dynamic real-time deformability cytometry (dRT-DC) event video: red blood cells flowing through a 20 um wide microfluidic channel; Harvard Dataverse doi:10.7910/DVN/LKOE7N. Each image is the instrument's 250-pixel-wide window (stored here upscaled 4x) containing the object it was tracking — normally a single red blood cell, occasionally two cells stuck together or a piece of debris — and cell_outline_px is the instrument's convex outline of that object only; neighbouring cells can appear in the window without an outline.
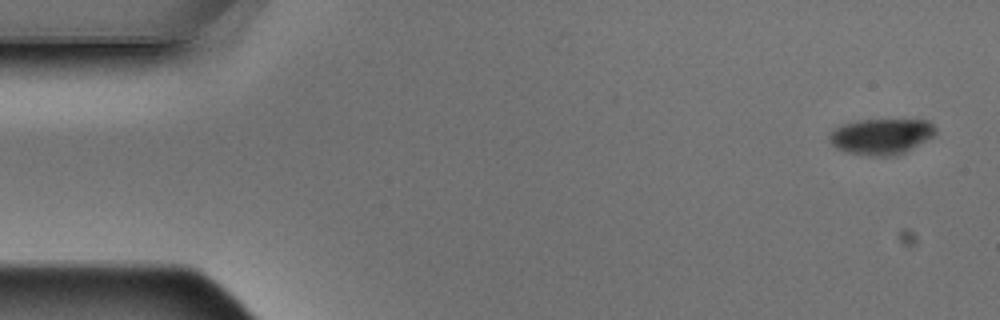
{"species": "Egyptian fruit bat (a non-hibernating species)", "species_latin": "Rousettus aegyptiacus", "temperature_condition": "warm", "stored_images_in_passage": 4, "camera_frame_rate_fps": 3000, "um_per_image_px": 0.085, "animal": {"sex": "male"}, "frame": {"image": 1, "passage_image": 1, "time_ms": 0.0, "image_size_px": [1000, 320], "cell_outline_px": [[936, 132], [932, 136], [912, 148], [904, 152], [892, 156], [872, 156], [844, 152], [836, 148], [828, 140], [828, 136], [836, 128], [844, 124], [860, 120], [928, 120], [936, 128]], "centroid_in_image_um": [74.88, 11.6], "position_along_channel_um": 10.1, "area_um2": 21.96}}
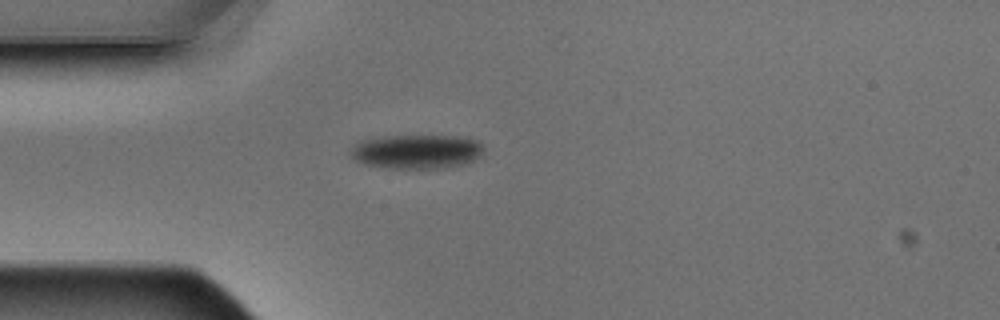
{"frame": {"image": 2, "passage_image": 4, "time_ms": 1.0, "image_size_px": [1000, 320], "cell_outline_px": [[484, 152], [476, 160], [464, 164], [444, 168], [384, 168], [364, 164], [356, 160], [348, 152], [360, 140], [380, 136], [468, 136], [480, 140], [484, 148]], "centroid_in_image_um": [35.47, 12.87], "position_along_channel_um": 49.5, "area_um2": 27.05}}